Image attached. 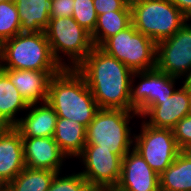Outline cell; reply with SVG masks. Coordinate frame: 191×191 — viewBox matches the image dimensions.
<instances>
[{"mask_svg": "<svg viewBox=\"0 0 191 191\" xmlns=\"http://www.w3.org/2000/svg\"><path fill=\"white\" fill-rule=\"evenodd\" d=\"M84 78L99 108L135 111L130 105L133 71L94 46L75 68Z\"/></svg>", "mask_w": 191, "mask_h": 191, "instance_id": "obj_1", "label": "cell"}, {"mask_svg": "<svg viewBox=\"0 0 191 191\" xmlns=\"http://www.w3.org/2000/svg\"><path fill=\"white\" fill-rule=\"evenodd\" d=\"M47 102L57 117L76 121L85 127L100 109L85 78L73 68H63L51 78Z\"/></svg>", "mask_w": 191, "mask_h": 191, "instance_id": "obj_2", "label": "cell"}, {"mask_svg": "<svg viewBox=\"0 0 191 191\" xmlns=\"http://www.w3.org/2000/svg\"><path fill=\"white\" fill-rule=\"evenodd\" d=\"M0 69L61 71L45 31L19 33L0 45Z\"/></svg>", "mask_w": 191, "mask_h": 191, "instance_id": "obj_3", "label": "cell"}, {"mask_svg": "<svg viewBox=\"0 0 191 191\" xmlns=\"http://www.w3.org/2000/svg\"><path fill=\"white\" fill-rule=\"evenodd\" d=\"M135 118H140L135 111L100 108L86 127V145H98L124 157L133 149L132 126L136 124L131 120Z\"/></svg>", "mask_w": 191, "mask_h": 191, "instance_id": "obj_4", "label": "cell"}, {"mask_svg": "<svg viewBox=\"0 0 191 191\" xmlns=\"http://www.w3.org/2000/svg\"><path fill=\"white\" fill-rule=\"evenodd\" d=\"M130 7L133 26L156 44L189 21L170 0H137L130 2Z\"/></svg>", "mask_w": 191, "mask_h": 191, "instance_id": "obj_5", "label": "cell"}, {"mask_svg": "<svg viewBox=\"0 0 191 191\" xmlns=\"http://www.w3.org/2000/svg\"><path fill=\"white\" fill-rule=\"evenodd\" d=\"M45 33L53 57L62 68L75 69L94 48L91 34L73 17L50 19Z\"/></svg>", "mask_w": 191, "mask_h": 191, "instance_id": "obj_6", "label": "cell"}, {"mask_svg": "<svg viewBox=\"0 0 191 191\" xmlns=\"http://www.w3.org/2000/svg\"><path fill=\"white\" fill-rule=\"evenodd\" d=\"M100 48L124 63L133 72L156 68L157 44L137 31L132 23L108 38Z\"/></svg>", "mask_w": 191, "mask_h": 191, "instance_id": "obj_7", "label": "cell"}, {"mask_svg": "<svg viewBox=\"0 0 191 191\" xmlns=\"http://www.w3.org/2000/svg\"><path fill=\"white\" fill-rule=\"evenodd\" d=\"M137 134L134 130V145L146 163L159 175L165 171L180 153L171 129L155 128L140 120Z\"/></svg>", "mask_w": 191, "mask_h": 191, "instance_id": "obj_8", "label": "cell"}, {"mask_svg": "<svg viewBox=\"0 0 191 191\" xmlns=\"http://www.w3.org/2000/svg\"><path fill=\"white\" fill-rule=\"evenodd\" d=\"M179 80L182 79L170 76L157 68L134 72L130 89L131 107L141 116L152 105H159L162 100L169 98L175 92V88H178L176 85L178 86Z\"/></svg>", "mask_w": 191, "mask_h": 191, "instance_id": "obj_9", "label": "cell"}, {"mask_svg": "<svg viewBox=\"0 0 191 191\" xmlns=\"http://www.w3.org/2000/svg\"><path fill=\"white\" fill-rule=\"evenodd\" d=\"M156 68L182 79L191 71V20L173 36L157 43Z\"/></svg>", "mask_w": 191, "mask_h": 191, "instance_id": "obj_10", "label": "cell"}, {"mask_svg": "<svg viewBox=\"0 0 191 191\" xmlns=\"http://www.w3.org/2000/svg\"><path fill=\"white\" fill-rule=\"evenodd\" d=\"M122 159L123 157L112 153L110 149L85 145L76 161H79L82 167L79 172L87 183L116 187L121 176Z\"/></svg>", "mask_w": 191, "mask_h": 191, "instance_id": "obj_11", "label": "cell"}, {"mask_svg": "<svg viewBox=\"0 0 191 191\" xmlns=\"http://www.w3.org/2000/svg\"><path fill=\"white\" fill-rule=\"evenodd\" d=\"M179 88L159 105H152L141 116L146 124L163 129H173L177 122L191 113V93L181 81Z\"/></svg>", "mask_w": 191, "mask_h": 191, "instance_id": "obj_12", "label": "cell"}, {"mask_svg": "<svg viewBox=\"0 0 191 191\" xmlns=\"http://www.w3.org/2000/svg\"><path fill=\"white\" fill-rule=\"evenodd\" d=\"M116 188L120 191H160L159 174L132 149L122 159L121 176Z\"/></svg>", "mask_w": 191, "mask_h": 191, "instance_id": "obj_13", "label": "cell"}, {"mask_svg": "<svg viewBox=\"0 0 191 191\" xmlns=\"http://www.w3.org/2000/svg\"><path fill=\"white\" fill-rule=\"evenodd\" d=\"M25 166L31 169H47L61 172L68 157L53 137H22Z\"/></svg>", "mask_w": 191, "mask_h": 191, "instance_id": "obj_14", "label": "cell"}, {"mask_svg": "<svg viewBox=\"0 0 191 191\" xmlns=\"http://www.w3.org/2000/svg\"><path fill=\"white\" fill-rule=\"evenodd\" d=\"M25 167L21 134L14 126L0 127V186L4 188Z\"/></svg>", "mask_w": 191, "mask_h": 191, "instance_id": "obj_15", "label": "cell"}, {"mask_svg": "<svg viewBox=\"0 0 191 191\" xmlns=\"http://www.w3.org/2000/svg\"><path fill=\"white\" fill-rule=\"evenodd\" d=\"M29 103L47 102L51 78L60 71L1 69Z\"/></svg>", "mask_w": 191, "mask_h": 191, "instance_id": "obj_16", "label": "cell"}, {"mask_svg": "<svg viewBox=\"0 0 191 191\" xmlns=\"http://www.w3.org/2000/svg\"><path fill=\"white\" fill-rule=\"evenodd\" d=\"M14 126L21 137H53L57 114L48 102L32 103Z\"/></svg>", "mask_w": 191, "mask_h": 191, "instance_id": "obj_17", "label": "cell"}, {"mask_svg": "<svg viewBox=\"0 0 191 191\" xmlns=\"http://www.w3.org/2000/svg\"><path fill=\"white\" fill-rule=\"evenodd\" d=\"M29 103L16 89L9 77L0 69V127L15 126Z\"/></svg>", "mask_w": 191, "mask_h": 191, "instance_id": "obj_18", "label": "cell"}, {"mask_svg": "<svg viewBox=\"0 0 191 191\" xmlns=\"http://www.w3.org/2000/svg\"><path fill=\"white\" fill-rule=\"evenodd\" d=\"M20 33L43 32L49 25L51 0H14Z\"/></svg>", "mask_w": 191, "mask_h": 191, "instance_id": "obj_19", "label": "cell"}, {"mask_svg": "<svg viewBox=\"0 0 191 191\" xmlns=\"http://www.w3.org/2000/svg\"><path fill=\"white\" fill-rule=\"evenodd\" d=\"M53 139L69 160H75L86 145V127L76 121L58 117Z\"/></svg>", "mask_w": 191, "mask_h": 191, "instance_id": "obj_20", "label": "cell"}, {"mask_svg": "<svg viewBox=\"0 0 191 191\" xmlns=\"http://www.w3.org/2000/svg\"><path fill=\"white\" fill-rule=\"evenodd\" d=\"M159 181L160 191H191V151H180Z\"/></svg>", "mask_w": 191, "mask_h": 191, "instance_id": "obj_21", "label": "cell"}, {"mask_svg": "<svg viewBox=\"0 0 191 191\" xmlns=\"http://www.w3.org/2000/svg\"><path fill=\"white\" fill-rule=\"evenodd\" d=\"M131 23V10L113 11L99 15L96 27L91 34L94 46L100 47L108 38L124 30Z\"/></svg>", "mask_w": 191, "mask_h": 191, "instance_id": "obj_22", "label": "cell"}, {"mask_svg": "<svg viewBox=\"0 0 191 191\" xmlns=\"http://www.w3.org/2000/svg\"><path fill=\"white\" fill-rule=\"evenodd\" d=\"M57 172L25 167L3 191H47Z\"/></svg>", "mask_w": 191, "mask_h": 191, "instance_id": "obj_23", "label": "cell"}, {"mask_svg": "<svg viewBox=\"0 0 191 191\" xmlns=\"http://www.w3.org/2000/svg\"><path fill=\"white\" fill-rule=\"evenodd\" d=\"M20 33V18L14 0L0 3V45Z\"/></svg>", "mask_w": 191, "mask_h": 191, "instance_id": "obj_24", "label": "cell"}, {"mask_svg": "<svg viewBox=\"0 0 191 191\" xmlns=\"http://www.w3.org/2000/svg\"><path fill=\"white\" fill-rule=\"evenodd\" d=\"M62 172L64 171L56 173L47 191H84L88 183L79 171L73 170L70 174L69 171H66L65 174ZM67 172L68 174H66Z\"/></svg>", "mask_w": 191, "mask_h": 191, "instance_id": "obj_25", "label": "cell"}, {"mask_svg": "<svg viewBox=\"0 0 191 191\" xmlns=\"http://www.w3.org/2000/svg\"><path fill=\"white\" fill-rule=\"evenodd\" d=\"M74 20L90 34L97 24V14L93 0H74Z\"/></svg>", "mask_w": 191, "mask_h": 191, "instance_id": "obj_26", "label": "cell"}, {"mask_svg": "<svg viewBox=\"0 0 191 191\" xmlns=\"http://www.w3.org/2000/svg\"><path fill=\"white\" fill-rule=\"evenodd\" d=\"M181 151H191V113L183 117L172 129Z\"/></svg>", "mask_w": 191, "mask_h": 191, "instance_id": "obj_27", "label": "cell"}, {"mask_svg": "<svg viewBox=\"0 0 191 191\" xmlns=\"http://www.w3.org/2000/svg\"><path fill=\"white\" fill-rule=\"evenodd\" d=\"M97 16L113 11L131 10L129 0H93Z\"/></svg>", "mask_w": 191, "mask_h": 191, "instance_id": "obj_28", "label": "cell"}, {"mask_svg": "<svg viewBox=\"0 0 191 191\" xmlns=\"http://www.w3.org/2000/svg\"><path fill=\"white\" fill-rule=\"evenodd\" d=\"M74 0H51L50 19L73 16Z\"/></svg>", "mask_w": 191, "mask_h": 191, "instance_id": "obj_29", "label": "cell"}, {"mask_svg": "<svg viewBox=\"0 0 191 191\" xmlns=\"http://www.w3.org/2000/svg\"><path fill=\"white\" fill-rule=\"evenodd\" d=\"M189 20H191V0H170Z\"/></svg>", "mask_w": 191, "mask_h": 191, "instance_id": "obj_30", "label": "cell"}, {"mask_svg": "<svg viewBox=\"0 0 191 191\" xmlns=\"http://www.w3.org/2000/svg\"><path fill=\"white\" fill-rule=\"evenodd\" d=\"M113 186L110 185H99V184H87L84 191H112Z\"/></svg>", "mask_w": 191, "mask_h": 191, "instance_id": "obj_31", "label": "cell"}, {"mask_svg": "<svg viewBox=\"0 0 191 191\" xmlns=\"http://www.w3.org/2000/svg\"><path fill=\"white\" fill-rule=\"evenodd\" d=\"M183 82L187 85V86H191V71L188 74V76L183 80Z\"/></svg>", "mask_w": 191, "mask_h": 191, "instance_id": "obj_32", "label": "cell"}, {"mask_svg": "<svg viewBox=\"0 0 191 191\" xmlns=\"http://www.w3.org/2000/svg\"><path fill=\"white\" fill-rule=\"evenodd\" d=\"M112 191H120V190H118L116 187H114Z\"/></svg>", "mask_w": 191, "mask_h": 191, "instance_id": "obj_33", "label": "cell"}, {"mask_svg": "<svg viewBox=\"0 0 191 191\" xmlns=\"http://www.w3.org/2000/svg\"><path fill=\"white\" fill-rule=\"evenodd\" d=\"M6 1H9V0H0V3L6 2Z\"/></svg>", "mask_w": 191, "mask_h": 191, "instance_id": "obj_34", "label": "cell"}]
</instances>
